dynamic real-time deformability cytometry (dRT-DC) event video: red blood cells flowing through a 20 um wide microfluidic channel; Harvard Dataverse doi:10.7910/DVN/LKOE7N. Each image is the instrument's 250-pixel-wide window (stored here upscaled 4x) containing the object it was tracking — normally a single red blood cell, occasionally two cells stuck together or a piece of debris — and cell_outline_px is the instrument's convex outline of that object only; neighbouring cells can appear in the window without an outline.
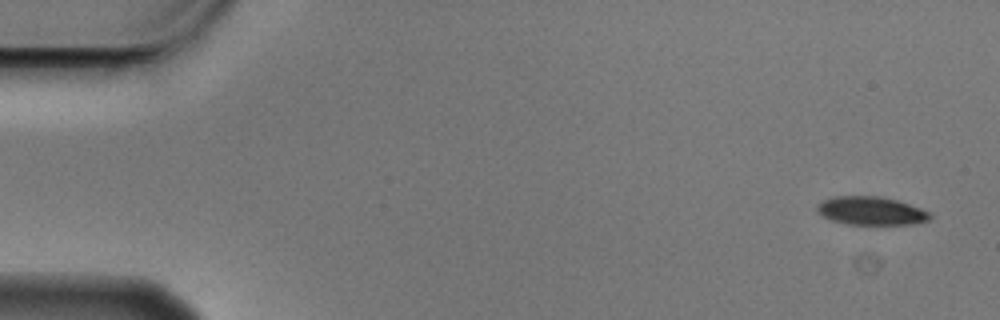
{"species": "Egyptian fruit bat (a non-hibernating species)", "species_latin": "Rousettus aegyptiacus", "temperature_condition": "cold", "stored_images_in_passage": 5, "segment_of_instrument_passage": [2, 2], "camera_frame_rate_fps": 3000, "um_per_image_px": 0.085, "animal": {"sex": "male"}, "frame": {"image": 1, "passage_image": 5, "time_ms": 1.333, "image_size_px": [1000, 320], "cell_outline_px": [[932, 216], [928, 220], [916, 224], [848, 224], [832, 220], [824, 216], [816, 208], [816, 204], [832, 196], [880, 196], [896, 200], [920, 208], [928, 212]], "centroid_in_image_um": [74.04, 17.91], "position_along_channel_um": 11.0, "area_um2": 18.44}}